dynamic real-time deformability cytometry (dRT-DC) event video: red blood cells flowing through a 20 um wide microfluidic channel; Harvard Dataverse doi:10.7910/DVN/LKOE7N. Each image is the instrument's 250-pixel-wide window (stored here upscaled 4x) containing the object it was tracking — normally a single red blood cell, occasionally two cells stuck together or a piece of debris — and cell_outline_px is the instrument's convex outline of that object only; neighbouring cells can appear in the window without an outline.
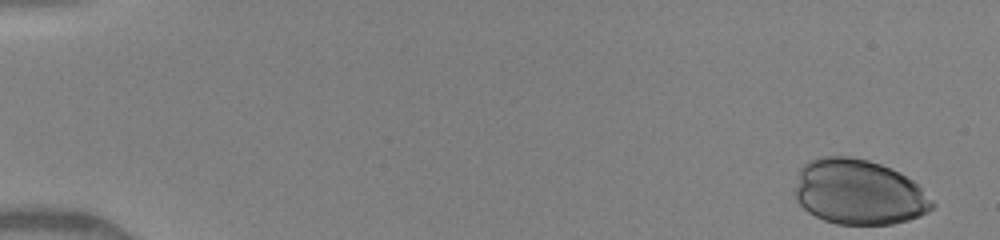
{"species": "human", "species_latin": "Homo sapiens", "temperature_condition": "warm", "stored_images_in_passage": 43, "camera_frame_rate_fps": 3000, "um_per_image_px": 0.085, "donor": {"sex": "female"}, "frame": {"image": 1, "passage_image": 1, "time_ms": 0.0, "image_size_px": [1000, 240], "cell_outline_px": [[936, 204], [928, 212], [920, 216], [908, 220], [892, 224], [836, 224], [824, 220], [808, 212], [796, 200], [796, 188], [800, 168], [808, 160], [820, 156], [848, 156], [868, 160], [892, 168], [900, 172], [912, 180]], "centroid_in_image_um": [72.99, 16.32], "position_along_channel_um": 12.0, "area_um2": 52.14}}
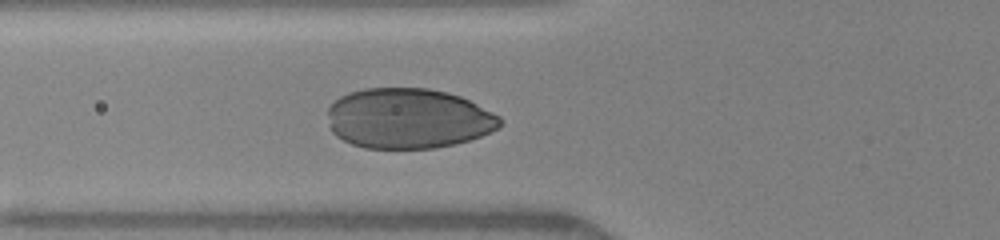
{"frame": {"image": 2, "passage_image": 19, "time_ms": 5.667, "image_size_px": [1000, 240], "cell_outline_px": [[504, 120], [496, 128], [480, 136], [468, 140], [452, 144], [432, 148], [364, 148], [352, 144], [336, 136], [332, 132], [328, 112], [328, 108], [340, 96], [348, 92], [364, 88], [428, 88], [448, 92], [460, 96], [500, 116]], "centroid_in_image_um": [34.68, 10.06], "position_along_channel_um": 91.1, "area_um2": 60.29}}
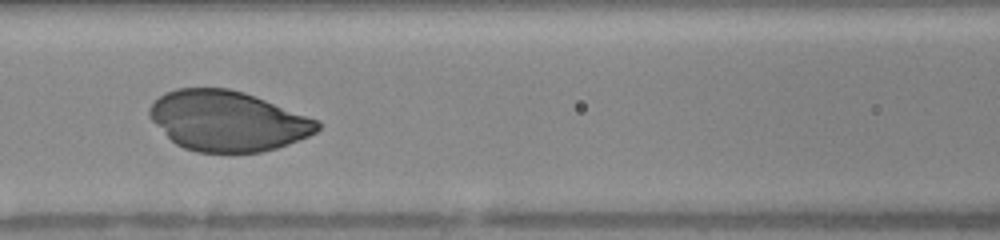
{"frame": {"image": 3, "passage_image": 23, "time_ms": 7.0, "image_size_px": [1000, 240], "cell_outline_px": [[320, 128], [316, 132], [308, 136], [288, 144], [276, 148], [260, 152], [196, 152], [184, 148], [176, 144], [148, 116], [148, 108], [164, 92], [176, 88], [228, 88], [244, 92], [256, 96], [320, 120]], "centroid_in_image_um": [19.36, 10.27], "position_along_channel_um": 147.2, "area_um2": 58.84}}